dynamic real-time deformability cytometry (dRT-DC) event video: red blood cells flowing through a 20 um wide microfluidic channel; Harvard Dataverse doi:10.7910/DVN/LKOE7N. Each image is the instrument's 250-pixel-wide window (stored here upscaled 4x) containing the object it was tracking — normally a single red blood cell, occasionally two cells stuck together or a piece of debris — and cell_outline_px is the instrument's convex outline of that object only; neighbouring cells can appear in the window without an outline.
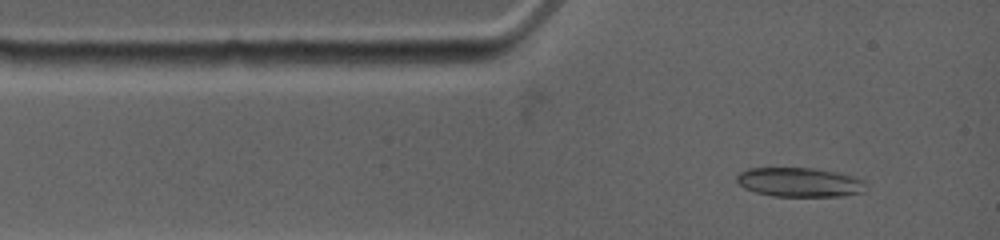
{"species": "common noctule bat (a hibernating species)", "species_latin": "Nyctalus noctula", "temperature_condition": "warm", "stored_images_in_passage": 3, "camera_frame_rate_fps": 4500, "um_per_image_px": 0.085, "animal": {"sex": "female", "body_mass_g": 19.0, "forearm_length_mm": 53.3}, "frame": {"image": 1, "passage_image": 1, "time_ms": 0.0, "image_size_px": [1000, 240], "cell_outline_px": [[868, 184], [864, 192], [844, 196], [772, 196], [756, 192], [744, 188], [736, 180], [736, 176], [740, 172], [748, 168], [816, 168], [836, 172], [852, 176], [864, 180]], "centroid_in_image_um": [68.0, 15.49], "position_along_channel_um": 17.0, "area_um2": 22.2}}
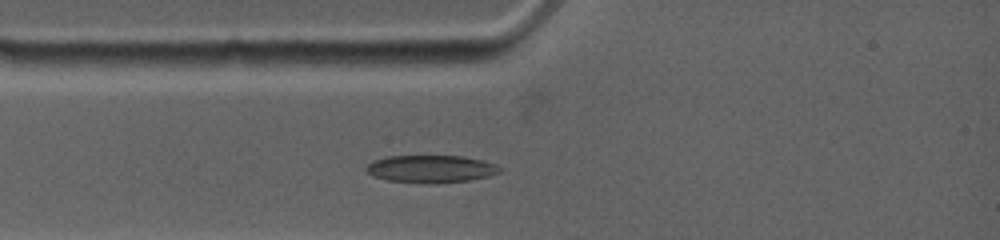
{"frame": {"image": 2, "passage_image": 3, "time_ms": 1.333, "image_size_px": [1000, 240], "cell_outline_px": [[504, 168], [500, 172], [488, 176], [468, 180], [436, 184], [428, 184], [388, 180], [372, 176], [364, 168], [372, 160], [384, 156], [464, 156], [496, 164]], "centroid_in_image_um": [36.61, 14.36], "position_along_channel_um": 48.4, "area_um2": 21.62}}